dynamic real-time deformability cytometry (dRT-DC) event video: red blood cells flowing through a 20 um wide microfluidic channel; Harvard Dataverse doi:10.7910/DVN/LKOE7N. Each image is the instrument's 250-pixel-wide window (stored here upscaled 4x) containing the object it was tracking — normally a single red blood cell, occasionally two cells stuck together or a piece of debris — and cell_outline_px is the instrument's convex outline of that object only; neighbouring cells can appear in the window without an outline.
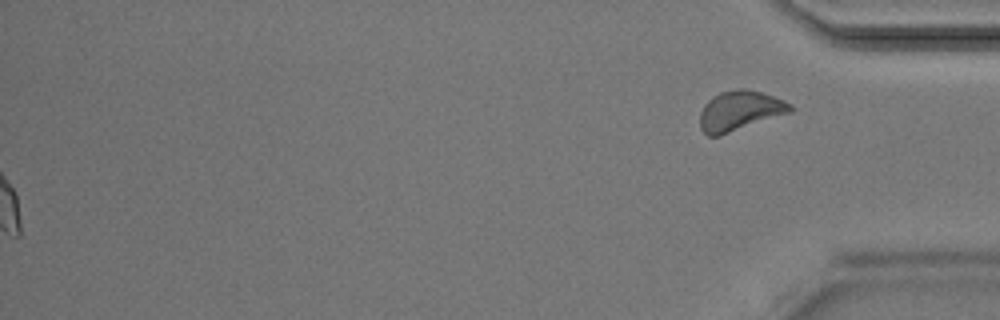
{"species": "Egyptian fruit bat (a non-hibernating species)", "species_latin": "Rousettus aegyptiacus", "temperature_condition": "room temperature", "stored_images_in_passage": 45, "segment_of_instrument_passage": [2, 2], "camera_frame_rate_fps": 3000, "um_per_image_px": 0.085, "animal": {"sex": "male"}, "frame": {"image": 1, "passage_image": 45, "time_ms": 14.667, "image_size_px": [1000, 320], "cell_outline_px": [[792, 112], [720, 136], [708, 136], [700, 128], [700, 112], [704, 104], [712, 96], [720, 92], [740, 88], [744, 88], [760, 92], [784, 100], [792, 104]], "centroid_in_image_um": [62.87, 9.42], "position_along_channel_um": 372.3, "area_um2": 21.1}}